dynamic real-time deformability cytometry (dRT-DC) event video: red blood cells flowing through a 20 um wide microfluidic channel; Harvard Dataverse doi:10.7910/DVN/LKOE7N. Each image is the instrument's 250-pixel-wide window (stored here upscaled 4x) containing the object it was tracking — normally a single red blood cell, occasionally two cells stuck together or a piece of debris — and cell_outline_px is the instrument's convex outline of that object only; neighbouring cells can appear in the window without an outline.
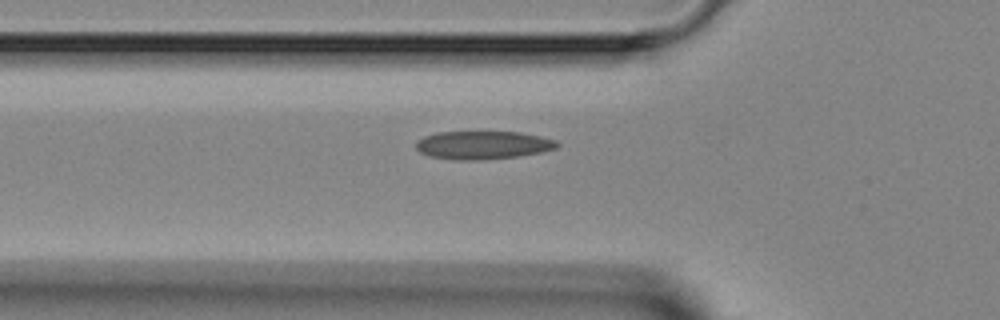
{"species": "Egyptian fruit bat (a non-hibernating species)", "species_latin": "Rousettus aegyptiacus", "temperature_condition": "room temperature", "stored_images_in_passage": 35, "segment_of_instrument_passage": [1, 2], "camera_frame_rate_fps": 3000, "um_per_image_px": 0.085, "animal": {"sex": "female"}, "frame": {"image": 1, "passage_image": 3, "time_ms": 0.667, "image_size_px": [1000, 320], "cell_outline_px": [[560, 144], [556, 148], [540, 152], [516, 156], [476, 160], [456, 160], [428, 156], [420, 152], [416, 148], [416, 140], [424, 136], [436, 132], [520, 132], [540, 136], [556, 140]], "centroid_in_image_um": [41.01, 12.32], "position_along_channel_um": 84.8, "area_um2": 23.12}}
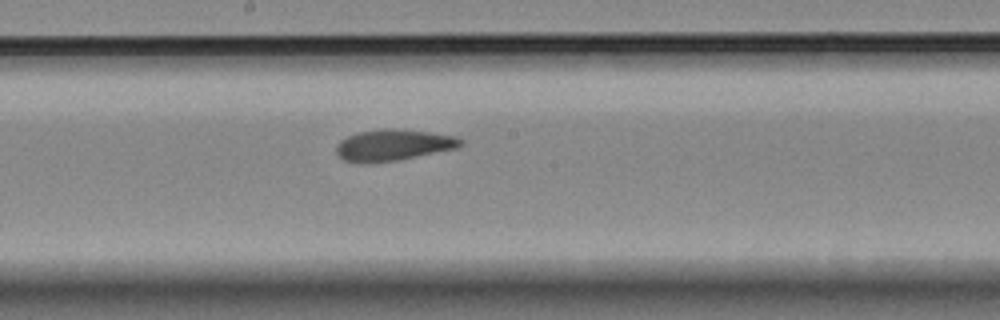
{"frame": {"image": 2, "passage_image": 12, "time_ms": 3.667, "image_size_px": [1000, 320], "cell_outline_px": [[464, 144], [456, 148], [396, 160], [372, 164], [360, 164], [344, 160], [336, 156], [336, 144], [340, 140], [348, 136], [360, 132], [384, 128], [396, 128], [428, 132], [456, 136], [464, 140]], "centroid_in_image_um": [33.38, 12.34], "position_along_channel_um": 214.8, "area_um2": 22.89}}
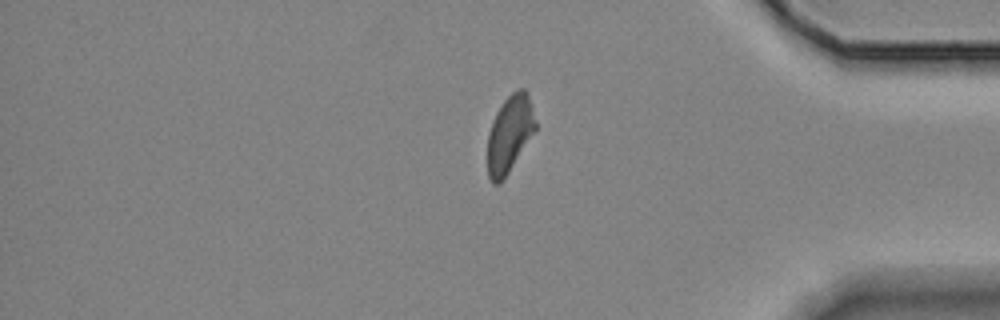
{"frame": {"image": 3, "passage_image": 26, "time_ms": 8.333, "image_size_px": [1000, 320], "cell_outline_px": [[536, 128], [508, 172], [496, 184], [492, 184], [488, 176], [488, 132], [492, 120], [496, 112], [504, 100], [512, 92], [520, 88], [524, 88], [528, 92], [536, 120]], "centroid_in_image_um": [43.31, 11.32], "position_along_channel_um": 391.9, "area_um2": 21.15}}